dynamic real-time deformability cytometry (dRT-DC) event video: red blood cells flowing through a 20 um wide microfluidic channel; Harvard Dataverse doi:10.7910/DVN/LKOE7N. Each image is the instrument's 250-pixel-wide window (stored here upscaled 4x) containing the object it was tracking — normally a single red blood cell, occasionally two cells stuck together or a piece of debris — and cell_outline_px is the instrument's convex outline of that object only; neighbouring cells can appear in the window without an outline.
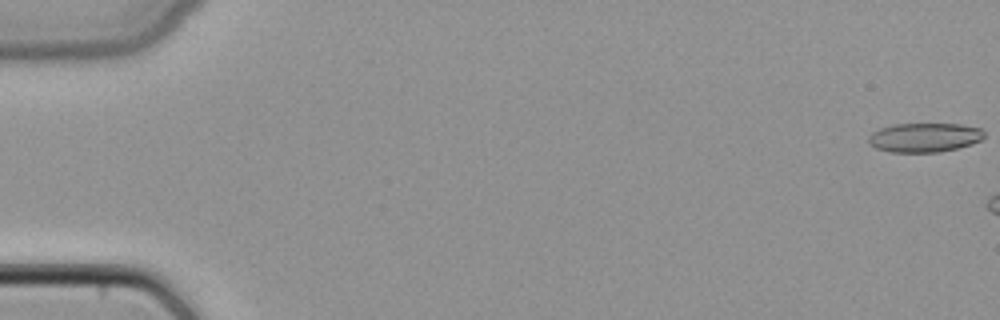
{"species": "common noctule bat (a hibernating species)", "species_latin": "Nyctalus noctula", "temperature_condition": "cold", "stored_images_in_passage": 7, "camera_frame_rate_fps": 3000, "um_per_image_px": 0.085, "animal": {"sex": "female", "body_mass_g": 22.7, "forearm_length_mm": 54.2}, "frame": {"image": 1, "passage_image": 1, "time_ms": 0.0, "image_size_px": [1000, 320], "cell_outline_px": [[984, 136], [980, 140], [972, 144], [940, 152], [888, 152], [876, 148], [868, 144], [868, 136], [872, 132], [880, 128], [892, 124], [960, 124], [984, 128]], "centroid_in_image_um": [78.57, 11.68], "position_along_channel_um": 6.4, "area_um2": 19.88}}